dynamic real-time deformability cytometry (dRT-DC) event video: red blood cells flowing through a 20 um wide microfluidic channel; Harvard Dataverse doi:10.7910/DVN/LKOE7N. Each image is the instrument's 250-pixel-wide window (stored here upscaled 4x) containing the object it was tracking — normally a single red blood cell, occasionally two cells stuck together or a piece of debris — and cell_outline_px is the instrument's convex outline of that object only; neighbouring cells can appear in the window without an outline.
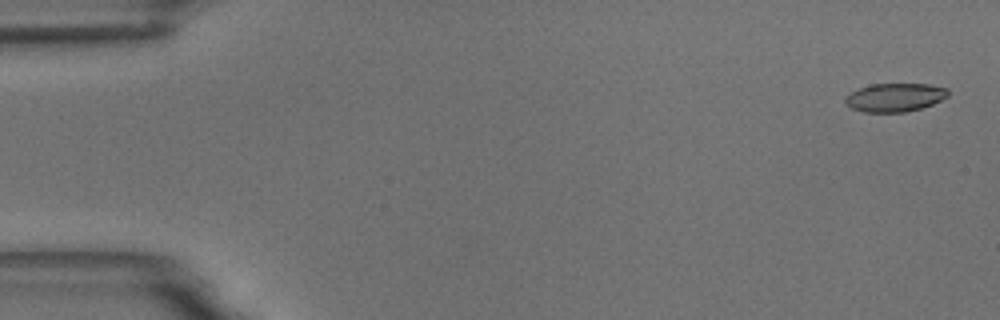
{"species": "common noctule bat (a hibernating species)", "species_latin": "Nyctalus noctula", "temperature_condition": "room temperature", "stored_images_in_passage": 58, "camera_frame_rate_fps": 3000, "um_per_image_px": 0.085, "animal": {"sex": "male", "body_mass_g": 18.8}, "frame": {"image": 1, "passage_image": 2, "time_ms": 0.333, "image_size_px": [1000, 320], "cell_outline_px": [[948, 96], [932, 104], [920, 108], [904, 112], [864, 112], [852, 108], [844, 100], [852, 92], [860, 88], [872, 84], [928, 84], [948, 88]], "centroid_in_image_um": [76.09, 8.27], "position_along_channel_um": 8.9, "area_um2": 16.76}}
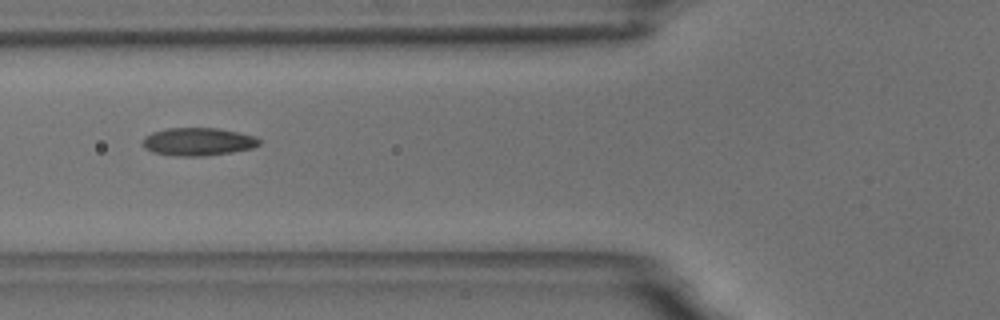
{"frame": {"image": 2, "passage_image": 22, "time_ms": 7.0, "image_size_px": [1000, 320], "cell_outline_px": [[260, 144], [252, 148], [232, 152], [204, 156], [176, 156], [152, 152], [144, 148], [144, 136], [152, 132], [168, 128], [220, 128], [256, 136], [260, 140]], "centroid_in_image_um": [16.85, 12.04], "position_along_channel_um": 109.0, "area_um2": 19.02}}
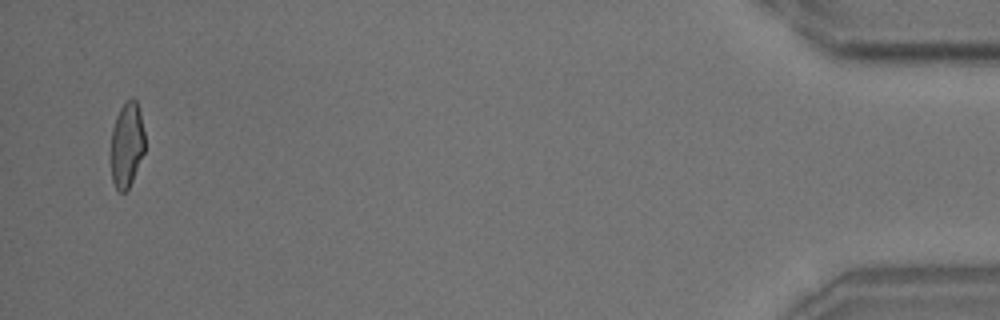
{"frame": {"image": 3, "passage_image": 56, "time_ms": 18.333, "image_size_px": [1000, 320], "cell_outline_px": [[144, 152], [132, 180], [128, 188], [124, 192], [120, 192], [116, 188], [112, 180], [112, 128], [116, 116], [120, 108], [132, 96], [136, 100], [140, 108], [144, 132]], "centroid_in_image_um": [10.79, 12.25], "position_along_channel_um": 424.4, "area_um2": 16.65}, "authors_computed_cell_mechanics": {"area_um2": 17.9758, "velocity_mm_per_s": 3.5336, "shape_relaxation_time_tau1_ms": 5.235, "shape_relaxation_time_tau2_ms": 1.5399, "deformation_change_tau1": 0.1675, "deformation_change_tau2": 0.0902}}